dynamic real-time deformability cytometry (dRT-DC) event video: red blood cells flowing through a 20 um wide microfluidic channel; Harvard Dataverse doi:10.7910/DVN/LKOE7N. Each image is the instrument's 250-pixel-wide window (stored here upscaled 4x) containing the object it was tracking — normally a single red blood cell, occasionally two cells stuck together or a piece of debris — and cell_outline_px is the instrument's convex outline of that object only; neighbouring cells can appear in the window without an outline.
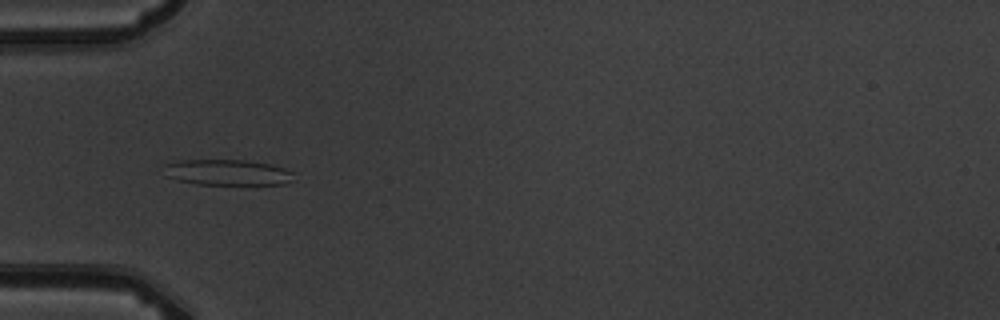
{"species": "common noctule bat (a hibernating species)", "species_latin": "Nyctalus noctula", "temperature_condition": "warm", "stored_images_in_passage": 5, "camera_frame_rate_fps": 3000, "um_per_image_px": 0.085, "animal": {"sex": "male", "body_mass_g": 19.5, "forearm_length_mm": 54.6}, "frame": {"image": 1, "passage_image": 4, "time_ms": 3.333, "image_size_px": [1000, 320], "cell_outline_px": [[292, 172], [288, 180], [284, 184], [200, 184], [176, 180], [164, 176], [164, 164], [180, 160], [248, 160], [272, 164], [284, 168]], "centroid_in_image_um": [19.24, 14.64], "position_along_channel_um": 65.8, "area_um2": 19.36}}
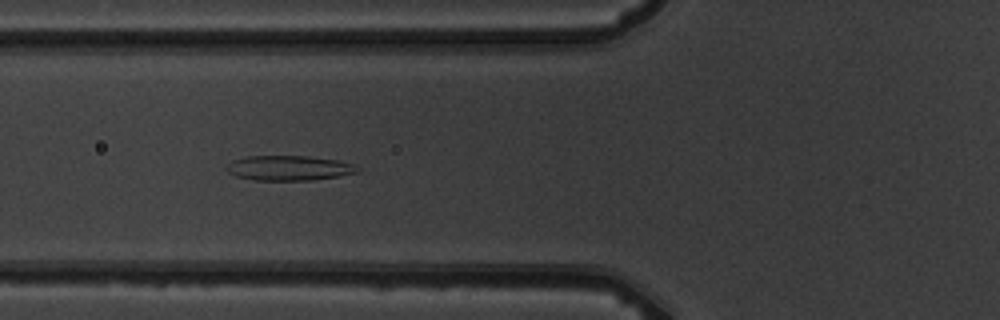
{"frame": {"image": 2, "passage_image": 5, "time_ms": 4.333, "image_size_px": [1000, 320], "cell_outline_px": [[360, 172], [312, 180], [256, 180], [236, 176], [228, 172], [224, 168], [232, 160], [244, 156], [308, 156], [336, 160], [352, 164]], "centroid_in_image_um": [24.49, 14.27], "position_along_channel_um": 101.3, "area_um2": 18.84}}